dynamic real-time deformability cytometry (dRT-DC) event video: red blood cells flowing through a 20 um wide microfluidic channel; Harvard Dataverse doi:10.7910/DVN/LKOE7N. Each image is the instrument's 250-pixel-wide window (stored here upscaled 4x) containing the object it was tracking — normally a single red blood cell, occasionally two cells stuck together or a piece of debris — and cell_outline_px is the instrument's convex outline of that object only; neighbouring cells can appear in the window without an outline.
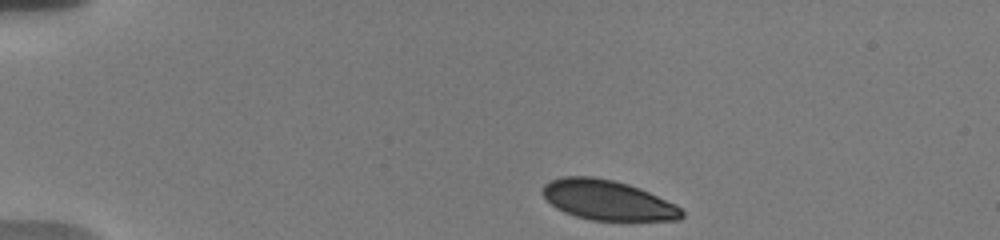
{"species": "human", "species_latin": "Homo sapiens", "temperature_condition": "warm", "stored_images_in_passage": 45, "camera_frame_rate_fps": 3000, "um_per_image_px": 0.085, "donor": {"sex": "male"}, "frame": {"image": 1, "passage_image": 1, "time_ms": 0.0, "image_size_px": [1000, 240], "cell_outline_px": [[684, 216], [680, 220], [592, 220], [576, 216], [564, 212], [556, 208], [540, 192], [544, 184], [560, 176], [592, 176], [612, 180], [628, 184], [640, 188], [676, 204], [684, 212]], "centroid_in_image_um": [51.65, 17.01], "position_along_channel_um": 33.4, "area_um2": 32.37}}
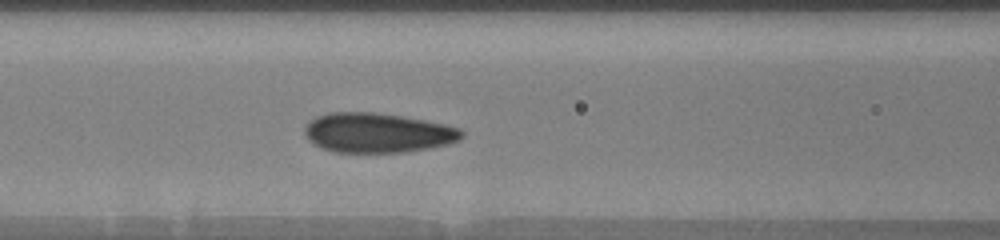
{"frame": {"image": 2, "passage_image": 15, "time_ms": 4.667, "image_size_px": [1000, 240], "cell_outline_px": [[464, 136], [460, 140], [448, 144], [428, 148], [404, 152], [336, 152], [320, 148], [312, 144], [308, 140], [304, 132], [304, 128], [316, 116], [328, 112], [372, 112], [404, 116], [444, 124], [460, 128], [464, 132]], "centroid_in_image_um": [32.09, 11.29], "position_along_channel_um": 134.5, "area_um2": 36.47}}
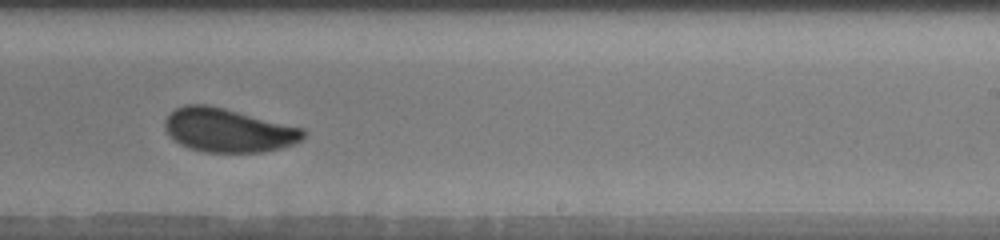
{"frame": {"image": 3, "passage_image": 26, "time_ms": 8.333, "image_size_px": [1000, 240], "cell_outline_px": [[304, 136], [300, 140], [292, 144], [280, 148], [260, 152], [204, 152], [188, 148], [172, 140], [168, 136], [164, 128], [164, 120], [176, 108], [184, 104], [208, 104], [304, 128]], "centroid_in_image_um": [19.34, 11.07], "position_along_channel_um": 269.7, "area_um2": 35.32}, "authors_computed_cell_mechanics": {"area_um2": 34.969, "velocity_mm_per_s": 3.6966, "shape_relaxation_time_tau1_ms": 4.6685, "shape_relaxation_time_tau2_ms": null, "deformation_change_tau1": 0.1345, "deformation_change_tau2": null}}